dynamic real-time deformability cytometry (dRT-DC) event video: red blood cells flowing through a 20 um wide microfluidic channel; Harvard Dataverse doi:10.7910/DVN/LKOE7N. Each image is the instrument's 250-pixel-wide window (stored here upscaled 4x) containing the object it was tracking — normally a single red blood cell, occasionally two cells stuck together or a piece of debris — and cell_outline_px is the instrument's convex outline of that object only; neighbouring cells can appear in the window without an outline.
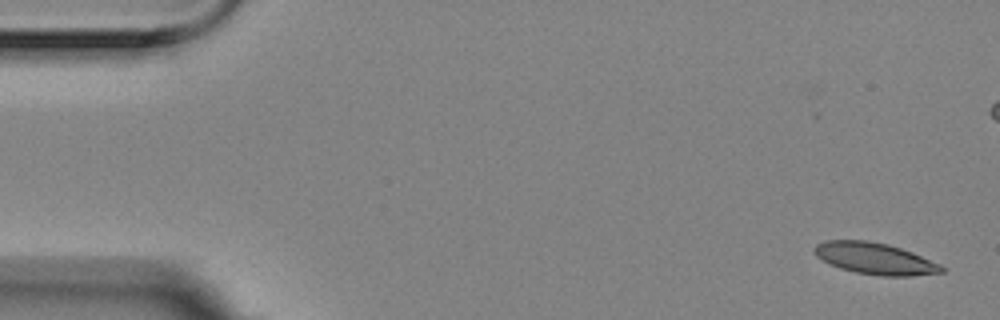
{"species": "Egyptian fruit bat (a non-hibernating species)", "species_latin": "Rousettus aegyptiacus", "temperature_condition": "room temperature", "stored_images_in_passage": 6, "camera_frame_rate_fps": 3000, "um_per_image_px": 0.085, "animal": {"sex": "female"}, "frame": {"image": 1, "passage_image": 1, "time_ms": 0.0, "image_size_px": [1000, 320], "cell_outline_px": [[944, 272], [912, 276], [884, 276], [856, 272], [840, 268], [816, 256], [812, 248], [816, 244], [828, 240], [868, 240], [888, 244], [912, 252], [940, 264], [944, 268]], "centroid_in_image_um": [74.37, 21.97], "position_along_channel_um": 10.6, "area_um2": 23.24}}